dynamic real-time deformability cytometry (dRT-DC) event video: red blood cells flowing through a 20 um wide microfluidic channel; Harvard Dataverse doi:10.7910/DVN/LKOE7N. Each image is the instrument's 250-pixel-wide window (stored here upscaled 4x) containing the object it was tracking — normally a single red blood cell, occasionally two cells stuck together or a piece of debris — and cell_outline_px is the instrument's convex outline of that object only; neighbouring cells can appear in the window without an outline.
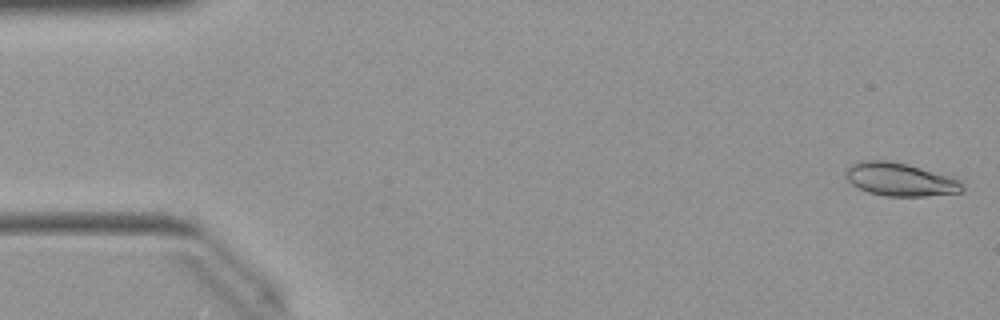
{"species": "Egyptian fruit bat (a non-hibernating species)", "species_latin": "Rousettus aegyptiacus", "temperature_condition": "warm", "stored_images_in_passage": 50, "camera_frame_rate_fps": 3000, "um_per_image_px": 0.085, "animal": {"sex": "female"}, "frame": {"image": 1, "passage_image": 1, "time_ms": 0.0, "image_size_px": [1000, 320], "cell_outline_px": [[964, 188], [960, 192], [924, 196], [884, 196], [868, 192], [852, 184], [844, 176], [844, 172], [852, 164], [860, 160], [888, 160], [908, 164], [948, 176], [960, 180], [964, 184]], "centroid_in_image_um": [76.48, 15.25], "position_along_channel_um": 8.5, "area_um2": 22.48}}
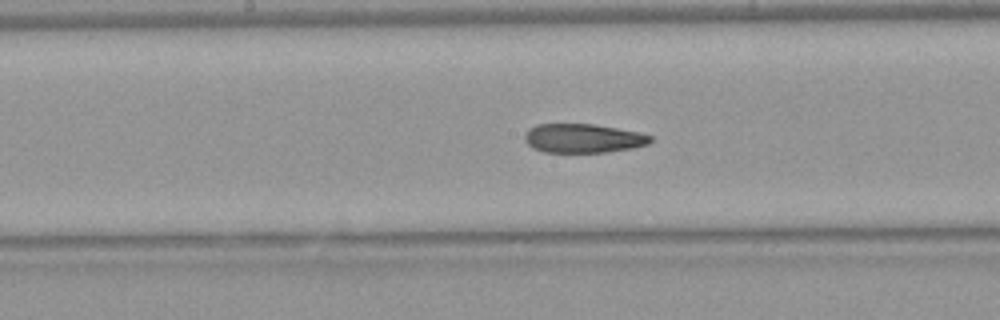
{"frame": {"image": 2, "passage_image": 25, "time_ms": 8.0, "image_size_px": [1000, 320], "cell_outline_px": [[652, 140], [648, 144], [632, 148], [608, 152], [544, 152], [532, 148], [524, 140], [524, 136], [528, 128], [536, 124], [592, 124], [640, 132], [652, 136]], "centroid_in_image_um": [49.54, 11.75], "position_along_channel_um": 198.7, "area_um2": 21.33}}
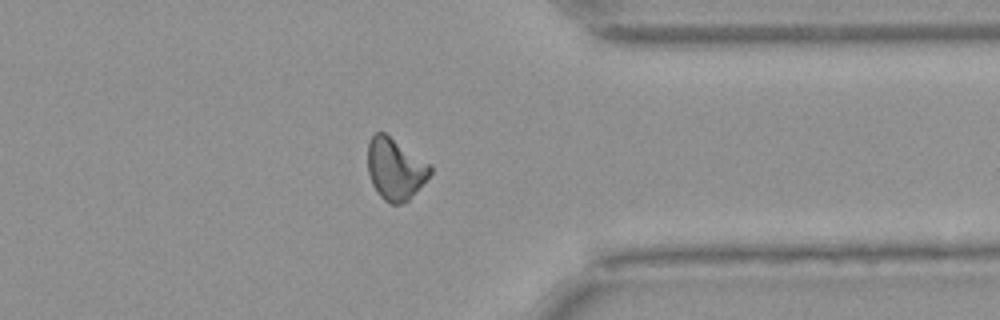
{"frame": {"image": 3, "passage_image": 39, "time_ms": 12.667, "image_size_px": [1000, 320], "cell_outline_px": [[432, 172], [408, 200], [400, 204], [392, 204], [384, 200], [376, 192], [372, 184], [368, 172], [368, 140], [376, 132], [384, 132], [432, 164]], "centroid_in_image_um": [33.59, 14.34], "position_along_channel_um": 377.8, "area_um2": 22.48}, "authors_computed_cell_mechanics": {"area_um2": 22.253, "velocity_mm_per_s": 4.0288, "shape_relaxation_time_tau1_ms": null, "shape_relaxation_time_tau2_ms": 3.5217, "deformation_change_tau1": null, "deformation_change_tau2": 0.0974}}